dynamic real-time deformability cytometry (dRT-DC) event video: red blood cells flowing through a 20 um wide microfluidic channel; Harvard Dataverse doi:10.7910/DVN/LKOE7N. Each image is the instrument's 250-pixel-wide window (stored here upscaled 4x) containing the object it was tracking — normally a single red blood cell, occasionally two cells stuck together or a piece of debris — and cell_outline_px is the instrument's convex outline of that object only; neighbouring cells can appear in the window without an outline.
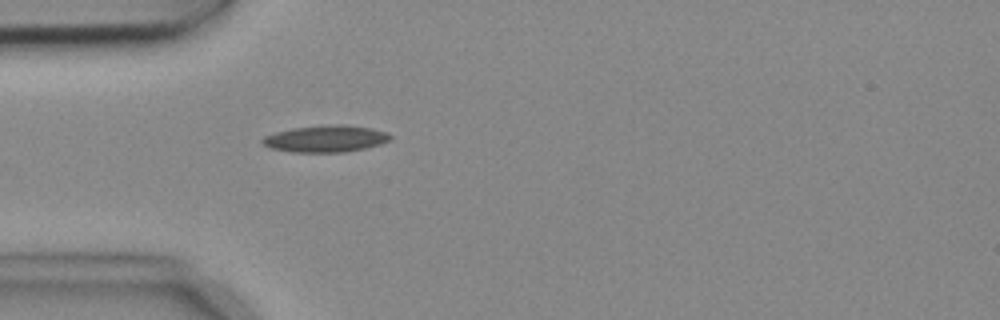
{"species": "common noctule bat (a hibernating species)", "species_latin": "Nyctalus noctula", "temperature_condition": "cold", "stored_images_in_passage": 2, "camera_frame_rate_fps": 3000, "um_per_image_px": 0.085, "animal": {"sex": "female", "body_mass_g": 18.4}, "frame": {"image": 1, "passage_image": 2, "time_ms": 0.333, "image_size_px": [1000, 320], "cell_outline_px": [[392, 136], [388, 140], [380, 144], [364, 148], [344, 152], [292, 152], [272, 148], [264, 144], [260, 140], [264, 136], [276, 132], [292, 128], [332, 124], [344, 124], [372, 128], [388, 132]], "centroid_in_image_um": [27.69, 11.78], "position_along_channel_um": 57.3, "area_um2": 19.88}}